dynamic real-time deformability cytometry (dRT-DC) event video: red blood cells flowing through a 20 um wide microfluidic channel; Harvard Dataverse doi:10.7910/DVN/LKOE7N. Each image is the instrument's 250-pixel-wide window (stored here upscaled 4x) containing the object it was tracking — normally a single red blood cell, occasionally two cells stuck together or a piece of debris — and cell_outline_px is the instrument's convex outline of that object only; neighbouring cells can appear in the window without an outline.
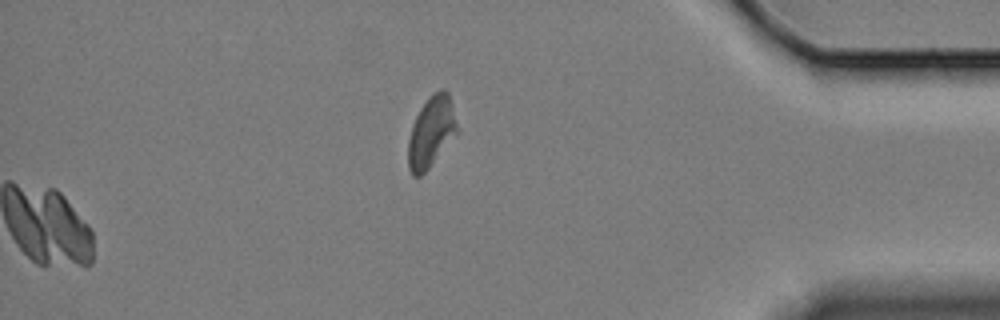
{"species": "Egyptian fruit bat (a non-hibernating species)", "species_latin": "Rousettus aegyptiacus", "temperature_condition": "cold", "stored_images_in_passage": 60, "camera_frame_rate_fps": 3000, "um_per_image_px": 0.085, "animal": {"sex": "female"}, "frame": {"image": 1, "passage_image": 60, "time_ms": 19.667, "image_size_px": [1000, 320], "cell_outline_px": [[460, 132], [428, 168], [420, 176], [412, 176], [408, 168], [408, 140], [412, 124], [420, 108], [428, 96], [432, 92], [440, 88], [444, 88], [448, 92]], "centroid_in_image_um": [36.67, 11.19], "position_along_channel_um": 398.5, "area_um2": 20.58}}